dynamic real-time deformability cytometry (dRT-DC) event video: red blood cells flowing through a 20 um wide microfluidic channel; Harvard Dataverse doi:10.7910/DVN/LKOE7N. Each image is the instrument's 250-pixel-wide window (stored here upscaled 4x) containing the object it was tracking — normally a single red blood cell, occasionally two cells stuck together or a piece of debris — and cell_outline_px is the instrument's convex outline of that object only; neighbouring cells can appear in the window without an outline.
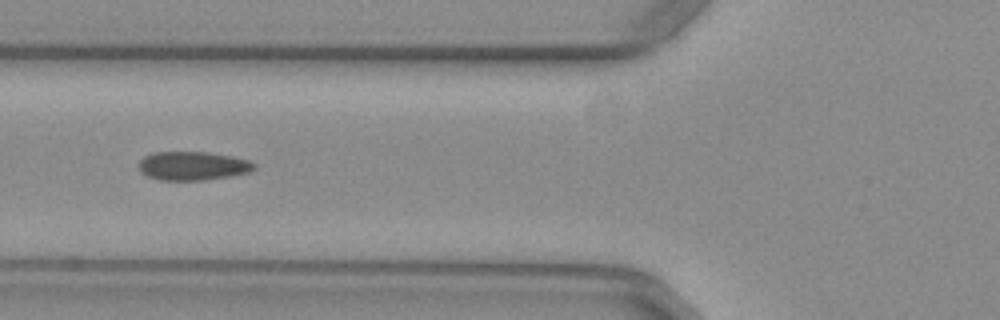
{"species": "common noctule bat (a hibernating species)", "species_latin": "Nyctalus noctula", "temperature_condition": "warm", "stored_images_in_passage": 38, "camera_frame_rate_fps": 3000, "um_per_image_px": 0.085, "animal": {"sex": "female", "body_mass_g": 29.2, "forearm_length_mm": 56.3}, "frame": {"image": 1, "passage_image": 7, "time_ms": 2.0, "image_size_px": [1000, 320], "cell_outline_px": [[256, 168], [248, 172], [232, 176], [204, 180], [160, 180], [148, 176], [140, 172], [136, 164], [144, 156], [152, 152], [208, 152], [248, 160], [256, 164]], "centroid_in_image_um": [16.34, 14.1], "position_along_channel_um": 109.5, "area_um2": 19.42}, "authors_computed_cell_mechanics": {"area_um2": 19.363, "velocity_mm_per_s": 3.9654, "shape_relaxation_time_tau1_ms": null, "shape_relaxation_time_tau2_ms": 1.1292, "deformation_change_tau1": null, "deformation_change_tau2": 0.0553}}